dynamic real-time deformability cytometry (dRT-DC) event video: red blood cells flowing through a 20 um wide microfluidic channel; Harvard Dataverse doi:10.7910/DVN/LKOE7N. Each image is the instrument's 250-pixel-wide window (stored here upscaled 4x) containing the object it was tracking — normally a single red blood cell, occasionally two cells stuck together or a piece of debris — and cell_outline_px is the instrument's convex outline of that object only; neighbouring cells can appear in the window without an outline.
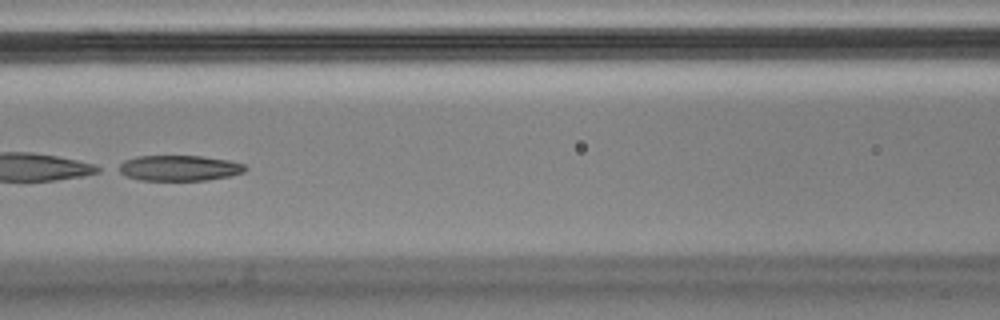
{"species": "Egyptian fruit bat (a non-hibernating species)", "species_latin": "Rousettus aegyptiacus", "temperature_condition": "cold", "stored_images_in_passage": 56, "segment_of_instrument_passage": [2, 2], "camera_frame_rate_fps": 3000, "um_per_image_px": 0.085, "animal": {"sex": "male"}, "frame": {"image": 1, "passage_image": 25, "time_ms": 8.0, "image_size_px": [1000, 320], "cell_outline_px": [[248, 168], [244, 172], [232, 176], [208, 180], [140, 180], [124, 176], [116, 172], [112, 168], [124, 160], [136, 156], [200, 156], [228, 160], [244, 164]], "centroid_in_image_um": [15.15, 14.29], "position_along_channel_um": 151.5, "area_um2": 19.31}}